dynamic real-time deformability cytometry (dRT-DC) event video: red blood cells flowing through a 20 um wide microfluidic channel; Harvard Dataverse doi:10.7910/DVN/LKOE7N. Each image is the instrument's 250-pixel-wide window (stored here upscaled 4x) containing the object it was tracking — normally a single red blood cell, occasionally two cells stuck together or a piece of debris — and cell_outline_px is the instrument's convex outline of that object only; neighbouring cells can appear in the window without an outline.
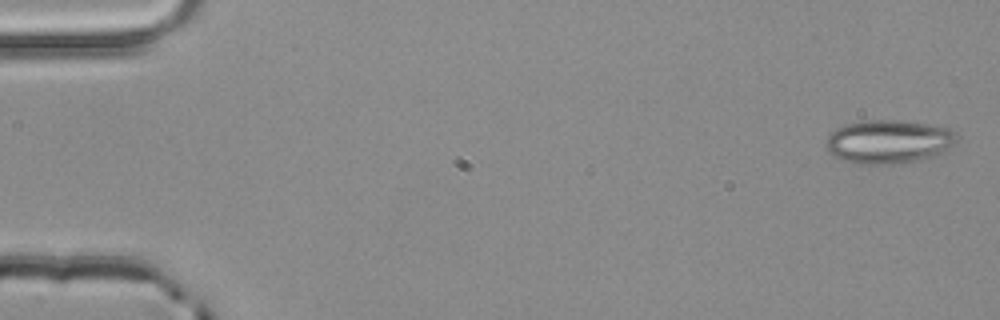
{"species": "common noctule bat (a hibernating species)", "species_latin": "Nyctalus noctula", "temperature_condition": "room temperature", "stored_images_in_passage": 4, "camera_frame_rate_fps": 3000, "um_per_image_px": 0.085, "animal": {"sex": "male", "body_mass_g": 20.4}, "frame": {"image": 1, "passage_image": 1, "time_ms": 0.0, "image_size_px": [1000, 320], "cell_outline_px": [[956, 140], [948, 148], [924, 160], [900, 164], [856, 164], [840, 160], [832, 156], [828, 152], [828, 136], [836, 128], [848, 124], [868, 120], [904, 120], [948, 128], [956, 132]], "centroid_in_image_um": [75.52, 12.06], "position_along_channel_um": 9.5, "area_um2": 33.23}}